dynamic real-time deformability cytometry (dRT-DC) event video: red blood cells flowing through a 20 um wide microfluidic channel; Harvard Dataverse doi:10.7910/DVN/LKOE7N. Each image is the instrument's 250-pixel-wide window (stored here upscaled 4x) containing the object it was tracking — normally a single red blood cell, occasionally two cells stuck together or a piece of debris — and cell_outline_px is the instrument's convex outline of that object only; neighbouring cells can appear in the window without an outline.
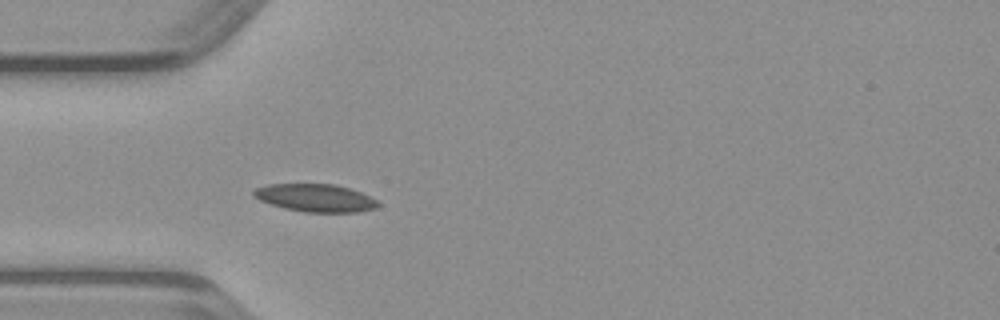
{"species": "common noctule bat (a hibernating species)", "species_latin": "Nyctalus noctula", "temperature_condition": "warm", "stored_images_in_passage": 36, "camera_frame_rate_fps": 3000, "um_per_image_px": 0.085, "animal": {"sex": "male", "body_mass_g": 23.1, "forearm_length_mm": 52.7}, "frame": {"image": 1, "passage_image": 4, "time_ms": 1.0, "image_size_px": [1000, 320], "cell_outline_px": [[380, 204], [376, 208], [356, 212], [304, 212], [284, 208], [260, 200], [252, 196], [252, 192], [256, 188], [268, 184], [336, 184], [360, 192], [376, 200]], "centroid_in_image_um": [26.79, 16.82], "position_along_channel_um": 58.2, "area_um2": 20.0}}
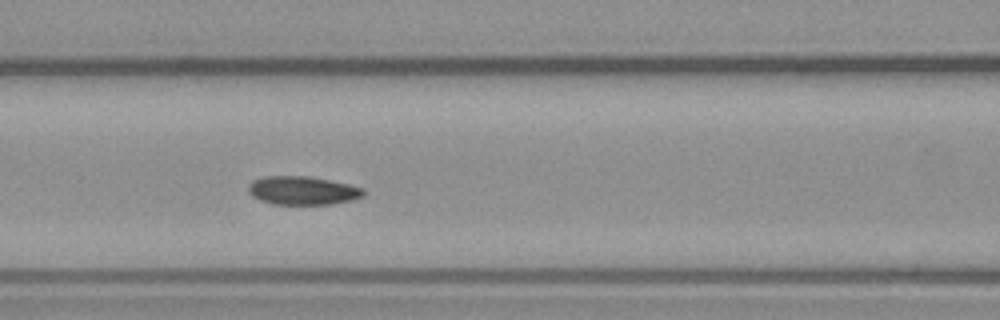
{"frame": {"image": 2, "passage_image": 10, "time_ms": 3.0, "image_size_px": [1000, 320], "cell_outline_px": [[364, 196], [352, 200], [332, 204], [272, 204], [260, 200], [252, 196], [248, 192], [248, 184], [252, 180], [264, 176], [308, 176], [348, 184], [364, 188]], "centroid_in_image_um": [25.7, 16.19], "position_along_channel_um": 140.9, "area_um2": 19.19}}
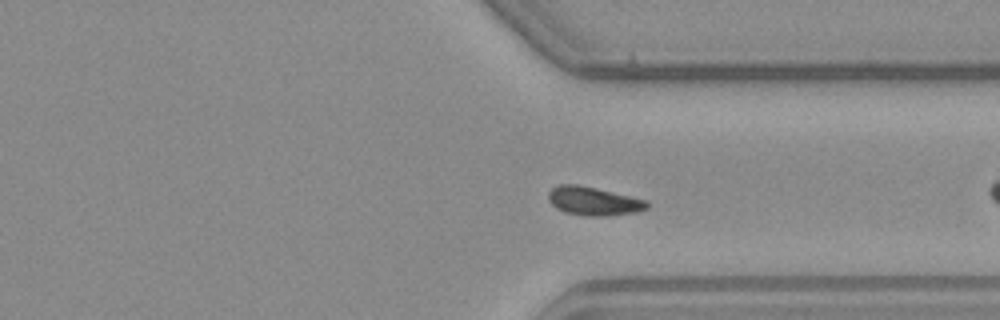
{"frame": {"image": 3, "passage_image": 23, "time_ms": 7.333, "image_size_px": [1000, 320], "cell_outline_px": [[648, 208], [636, 212], [608, 216], [584, 216], [564, 212], [556, 208], [548, 200], [548, 192], [556, 184], [576, 184], [596, 188], [648, 200]], "centroid_in_image_um": [50.43, 17.09], "position_along_channel_um": 361.0, "area_um2": 16.59}}